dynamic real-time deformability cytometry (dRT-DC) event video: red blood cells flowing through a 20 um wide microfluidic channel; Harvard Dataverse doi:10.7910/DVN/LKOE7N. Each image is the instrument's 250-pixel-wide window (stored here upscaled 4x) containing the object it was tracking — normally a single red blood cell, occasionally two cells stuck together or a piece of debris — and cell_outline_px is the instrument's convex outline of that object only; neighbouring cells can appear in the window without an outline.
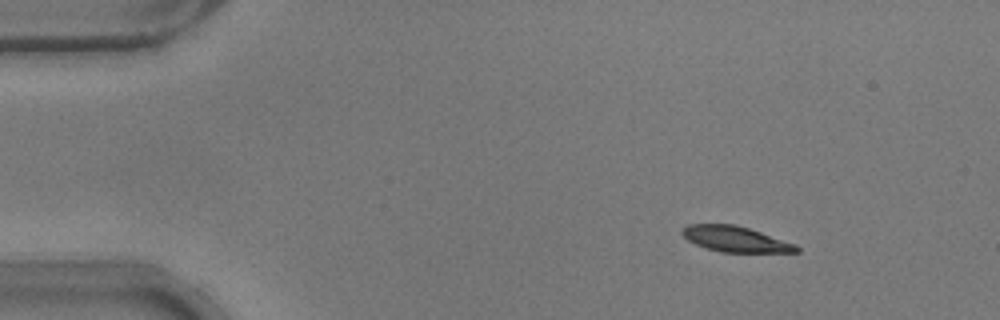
{"species": "common noctule bat (a hibernating species)", "species_latin": "Nyctalus noctula", "temperature_condition": "warm", "stored_images_in_passage": 53, "camera_frame_rate_fps": 3000, "um_per_image_px": 0.085, "animal": {"sex": "male", "body_mass_g": 17.9}, "frame": {"image": 1, "passage_image": 7, "time_ms": 2.0, "image_size_px": [1000, 320], "cell_outline_px": [[800, 252], [720, 252], [696, 244], [688, 240], [680, 232], [688, 224], [736, 224], [796, 244], [800, 248]], "centroid_in_image_um": [62.52, 20.32], "position_along_channel_um": 22.5, "area_um2": 16.88}}
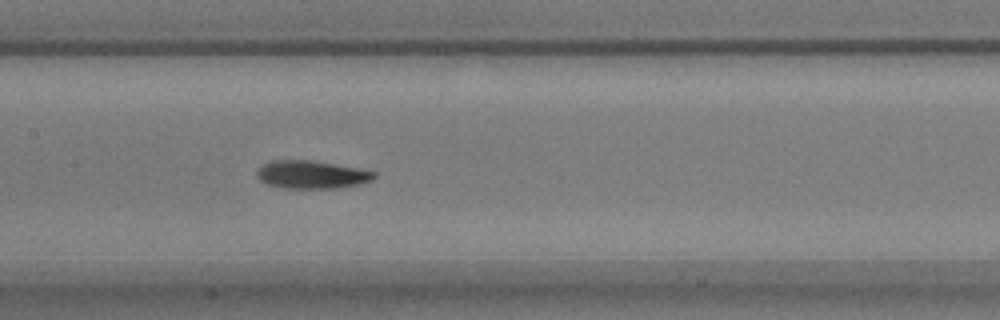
{"frame": {"image": 2, "passage_image": 26, "time_ms": 8.333, "image_size_px": [1000, 320], "cell_outline_px": [[376, 176], [372, 180], [356, 184], [332, 188], [284, 188], [268, 184], [260, 180], [256, 176], [256, 172], [264, 164], [272, 160], [308, 160], [356, 168], [376, 172]], "centroid_in_image_um": [26.44, 14.84], "position_along_channel_um": 181.0, "area_um2": 18.67}}
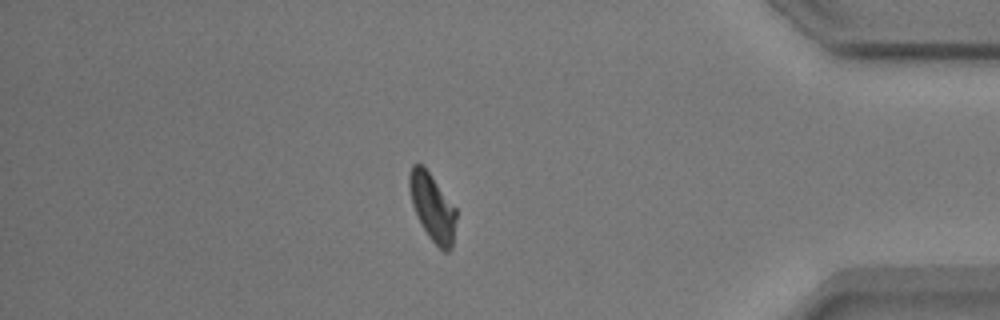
{"frame": {"image": 3, "passage_image": 46, "time_ms": 15.0, "image_size_px": [1000, 320], "cell_outline_px": [[456, 220], [452, 248], [448, 252], [444, 252], [428, 236], [412, 204], [408, 188], [408, 176], [412, 164], [420, 164], [428, 172], [456, 208]], "centroid_in_image_um": [36.75, 17.63], "position_along_channel_um": 398.4, "area_um2": 18.03}, "authors_computed_cell_mechanics": {"area_um2": 18.5538, "velocity_mm_per_s": 3.7729, "shape_relaxation_time_tau1_ms": 2.9871, "shape_relaxation_time_tau2_ms": 5.8349, "deformation_change_tau1": 0.1367, "deformation_change_tau2": 0.0987}}